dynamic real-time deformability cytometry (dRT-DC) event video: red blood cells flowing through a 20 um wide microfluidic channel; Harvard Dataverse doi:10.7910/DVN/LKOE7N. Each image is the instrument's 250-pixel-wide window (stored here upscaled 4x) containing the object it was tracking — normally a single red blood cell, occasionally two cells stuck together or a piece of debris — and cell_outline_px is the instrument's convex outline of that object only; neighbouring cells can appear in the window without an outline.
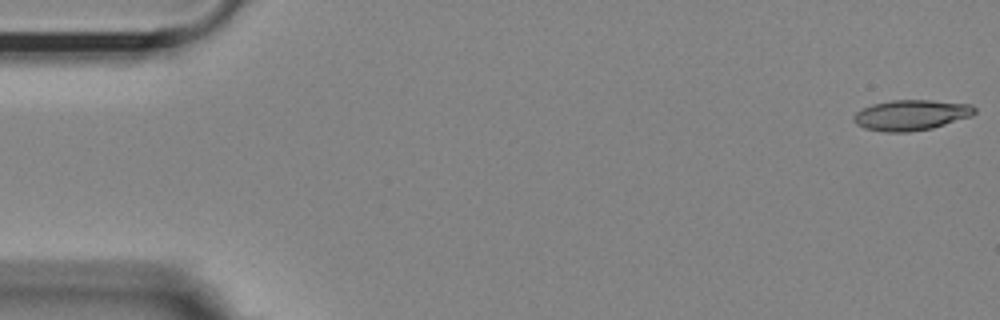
{"species": "Egyptian fruit bat (a non-hibernating species)", "species_latin": "Rousettus aegyptiacus", "temperature_condition": "room temperature", "stored_images_in_passage": 54, "camera_frame_rate_fps": 3000, "um_per_image_px": 0.085, "animal": {"sex": "female"}, "frame": {"image": 1, "passage_image": 1, "time_ms": 0.0, "image_size_px": [1000, 320], "cell_outline_px": [[976, 112], [972, 116], [932, 128], [908, 132], [884, 132], [864, 128], [856, 124], [852, 120], [852, 116], [856, 112], [872, 104], [892, 100], [932, 100], [972, 104], [976, 108]], "centroid_in_image_um": [77.45, 9.78], "position_along_channel_um": 7.6, "area_um2": 21.62}}
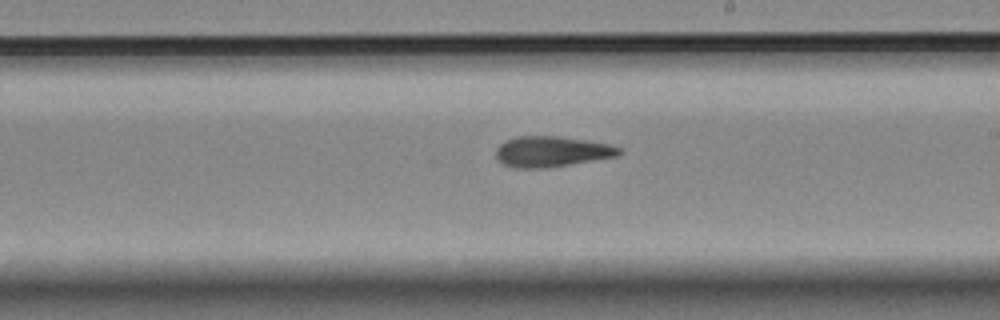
{"frame": {"image": 2, "passage_image": 31, "time_ms": 10.0, "image_size_px": [1000, 320], "cell_outline_px": [[624, 152], [620, 156], [548, 168], [516, 168], [504, 164], [496, 156], [496, 148], [504, 140], [516, 136], [556, 136], [584, 140], [608, 144], [620, 148]], "centroid_in_image_um": [46.91, 12.89], "position_along_channel_um": 242.1, "area_um2": 22.08}}
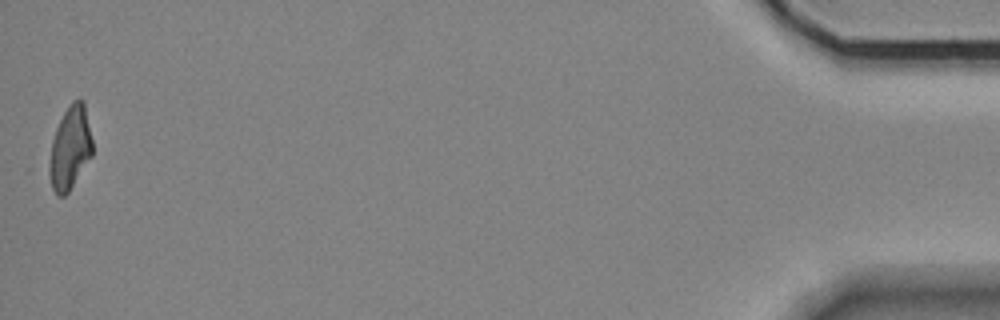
{"frame": {"image": 3, "passage_image": 54, "time_ms": 17.667, "image_size_px": [1000, 320], "cell_outline_px": [[92, 156], [68, 192], [64, 196], [56, 196], [52, 188], [44, 168], [52, 140], [56, 128], [64, 112], [72, 100], [80, 96], [84, 100], [92, 140]], "centroid_in_image_um": [5.9, 12.6], "position_along_channel_um": 429.3, "area_um2": 21.68}, "authors_computed_cell_mechanics": {"area_um2": 22.0507, "velocity_mm_per_s": 3.6536, "shape_relaxation_time_tau1_ms": null, "shape_relaxation_time_tau2_ms": 5.526, "deformation_change_tau1": null, "deformation_change_tau2": 0.1624}}